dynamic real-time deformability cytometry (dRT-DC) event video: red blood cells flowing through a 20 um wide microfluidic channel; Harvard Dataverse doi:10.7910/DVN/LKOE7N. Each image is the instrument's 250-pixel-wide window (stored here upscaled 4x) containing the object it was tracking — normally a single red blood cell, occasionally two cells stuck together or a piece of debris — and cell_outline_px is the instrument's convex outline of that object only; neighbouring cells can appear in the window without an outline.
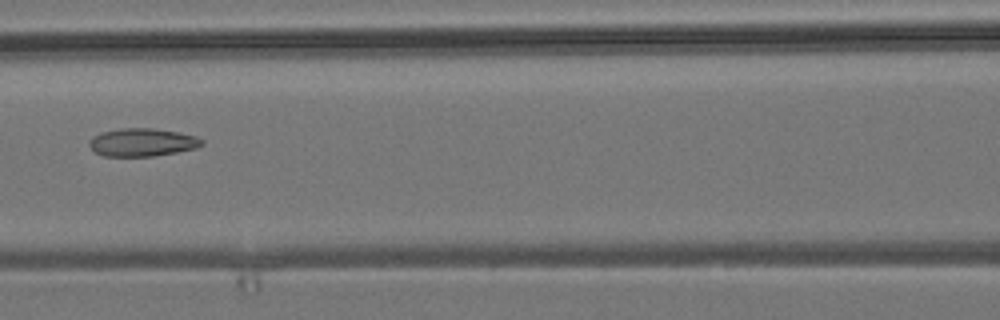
{"species": "common noctule bat (a hibernating species)", "species_latin": "Nyctalus noctula", "temperature_condition": "room temperature", "stored_images_in_passage": 8, "camera_frame_rate_fps": 3000, "um_per_image_px": 0.085, "animal": {"sex": "male", "body_mass_g": 19.2, "forearm_length_mm": 51.8}, "frame": {"image": 1, "passage_image": 7, "time_ms": 7.0, "image_size_px": [1000, 320], "cell_outline_px": [[204, 144], [196, 148], [176, 152], [152, 156], [104, 156], [96, 152], [88, 144], [88, 140], [92, 136], [100, 132], [120, 128], [152, 128], [180, 132], [196, 136], [204, 140]], "centroid_in_image_um": [12.09, 12.08], "position_along_channel_um": 154.5, "area_um2": 18.5}}
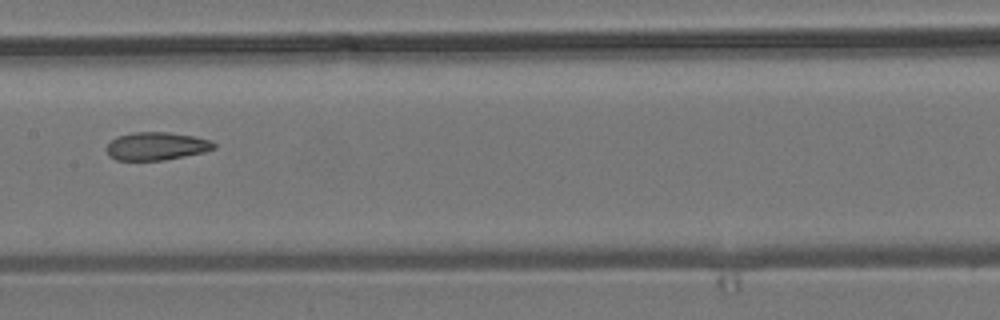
{"frame": {"image": 2, "passage_image": 8, "time_ms": 8.0, "image_size_px": [1000, 320], "cell_outline_px": [[216, 148], [204, 152], [164, 160], [116, 160], [108, 156], [108, 144], [116, 136], [132, 132], [168, 132], [192, 136], [212, 140], [216, 144]], "centroid_in_image_um": [13.31, 12.42], "position_along_channel_um": 194.1, "area_um2": 17.51}}